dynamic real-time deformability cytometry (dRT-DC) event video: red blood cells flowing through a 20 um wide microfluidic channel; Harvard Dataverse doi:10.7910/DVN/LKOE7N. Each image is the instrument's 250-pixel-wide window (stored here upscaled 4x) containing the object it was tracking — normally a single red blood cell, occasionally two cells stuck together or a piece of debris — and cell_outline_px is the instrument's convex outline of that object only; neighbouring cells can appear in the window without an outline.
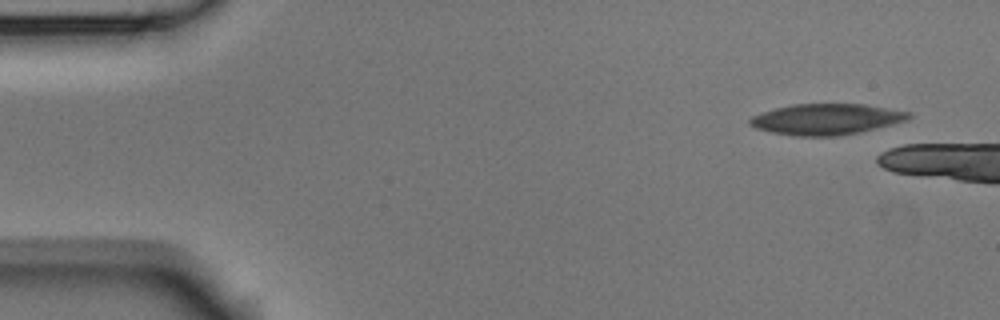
{"species": "Egyptian fruit bat (a non-hibernating species)", "species_latin": "Rousettus aegyptiacus", "temperature_condition": "room temperature", "stored_images_in_passage": 3, "camera_frame_rate_fps": 3000, "um_per_image_px": 0.085, "animal": {"sex": "male"}, "frame": {"image": 1, "passage_image": 1, "time_ms": 0.0, "image_size_px": [1000, 320], "cell_outline_px": [[912, 116], [904, 120], [892, 124], [860, 132], [836, 136], [796, 136], [772, 132], [756, 128], [748, 124], [748, 120], [752, 116], [776, 108], [792, 104], [864, 104], [912, 112]], "centroid_in_image_um": [70.23, 10.13], "position_along_channel_um": 14.8, "area_um2": 28.44}}